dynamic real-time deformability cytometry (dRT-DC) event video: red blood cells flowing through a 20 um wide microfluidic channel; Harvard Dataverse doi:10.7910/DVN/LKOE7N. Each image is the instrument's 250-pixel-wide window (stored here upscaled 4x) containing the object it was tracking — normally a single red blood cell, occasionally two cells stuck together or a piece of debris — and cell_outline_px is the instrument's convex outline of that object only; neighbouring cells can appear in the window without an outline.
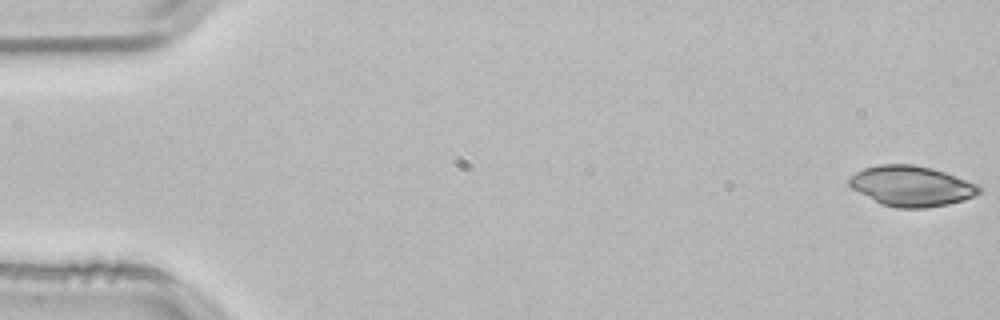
{"species": "common noctule bat (a hibernating species)", "species_latin": "Nyctalus noctula", "temperature_condition": "room temperature", "stored_images_in_passage": 51, "camera_frame_rate_fps": 3000, "um_per_image_px": 0.085, "animal": {"sex": "male", "body_mass_g": 21.5, "forearm_length_mm": 52.0}, "frame": {"image": 1, "passage_image": 1, "time_ms": 0.0, "image_size_px": [1000, 320], "cell_outline_px": [[984, 192], [976, 196], [964, 200], [948, 204], [924, 208], [896, 208], [880, 204], [852, 188], [848, 184], [848, 176], [864, 168], [880, 164], [912, 164], [932, 168], [944, 172], [976, 184], [984, 188]], "centroid_in_image_um": [77.48, 15.82], "position_along_channel_um": 7.5, "area_um2": 30.75}}